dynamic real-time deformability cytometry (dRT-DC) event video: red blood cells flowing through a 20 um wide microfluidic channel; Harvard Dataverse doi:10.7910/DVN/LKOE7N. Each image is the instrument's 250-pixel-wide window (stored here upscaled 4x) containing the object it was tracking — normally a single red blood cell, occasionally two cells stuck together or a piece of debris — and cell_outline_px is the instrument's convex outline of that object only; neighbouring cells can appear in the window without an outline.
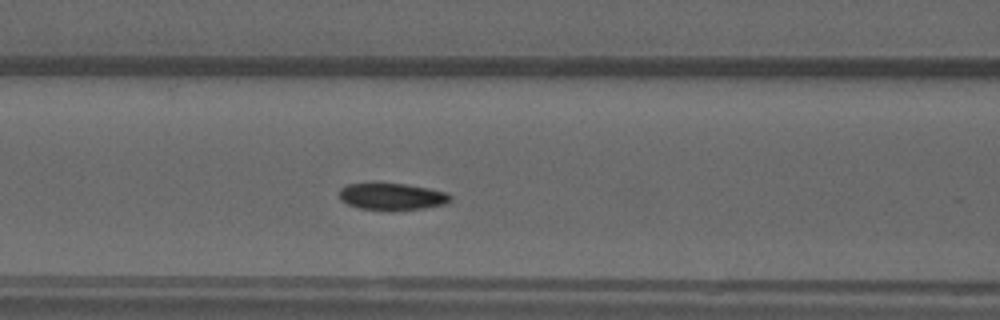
{"species": "common noctule bat (a hibernating species)", "species_latin": "Nyctalus noctula", "temperature_condition": "warm", "stored_images_in_passage": 49, "camera_frame_rate_fps": 3000, "um_per_image_px": 0.085, "animal": {"sex": "male", "forearm_length_mm": 52.5}, "frame": {"image": 1, "passage_image": 17, "time_ms": 5.333, "image_size_px": [1000, 320], "cell_outline_px": [[452, 200], [448, 204], [424, 208], [392, 212], [388, 212], [360, 208], [348, 204], [340, 200], [340, 188], [348, 184], [408, 184], [448, 192], [452, 196]], "centroid_in_image_um": [33.38, 16.74], "position_along_channel_um": 133.2, "area_um2": 17.8}}
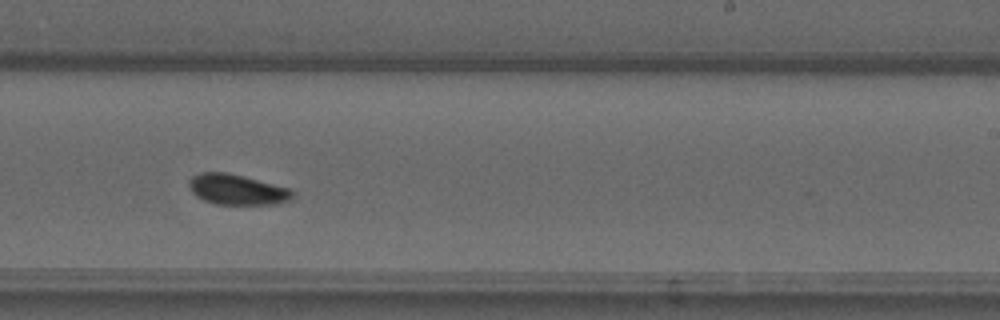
{"frame": {"image": 2, "passage_image": 28, "time_ms": 9.0, "image_size_px": [1000, 320], "cell_outline_px": [[292, 200], [276, 204], [216, 204], [204, 200], [196, 196], [192, 192], [188, 184], [188, 180], [192, 176], [200, 172], [224, 172], [244, 176], [288, 188], [292, 192]], "centroid_in_image_um": [20.11, 16.11], "position_along_channel_um": 268.9, "area_um2": 18.26}}
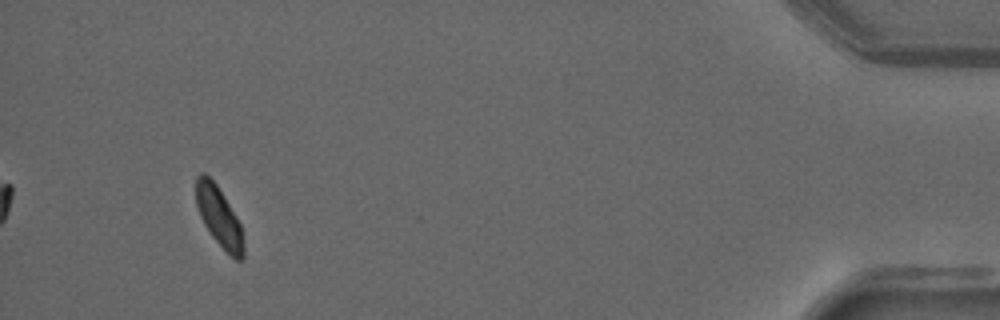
{"frame": {"image": 3, "passage_image": 46, "time_ms": 15.0, "image_size_px": [1000, 320], "cell_outline_px": [[244, 260], [236, 260], [212, 236], [204, 224], [200, 216], [196, 204], [196, 176], [200, 172], [204, 172], [216, 184], [224, 196], [236, 216], [240, 224], [244, 240]], "centroid_in_image_um": [18.62, 18.41], "position_along_channel_um": 416.6, "area_um2": 16.42}, "authors_computed_cell_mechanics": {"area_um2": 17.8024, "velocity_mm_per_s": 3.7088, "shape_relaxation_time_tau1_ms": 7.7751, "shape_relaxation_time_tau2_ms": null, "deformation_change_tau1": 0.1275, "deformation_change_tau2": null}}